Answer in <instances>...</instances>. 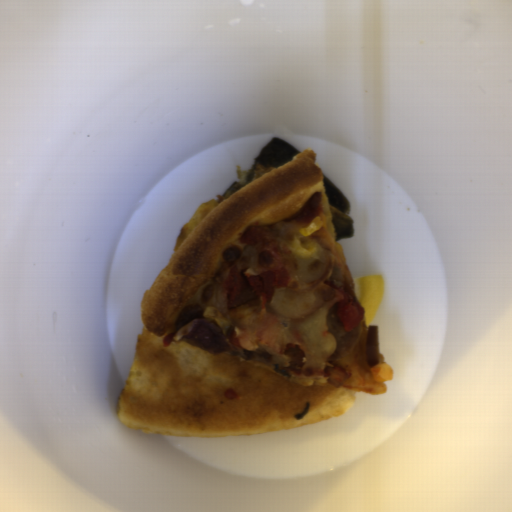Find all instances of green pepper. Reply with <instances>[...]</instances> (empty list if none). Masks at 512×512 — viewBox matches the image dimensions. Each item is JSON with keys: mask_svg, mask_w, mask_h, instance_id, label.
<instances>
[{"mask_svg": "<svg viewBox=\"0 0 512 512\" xmlns=\"http://www.w3.org/2000/svg\"><path fill=\"white\" fill-rule=\"evenodd\" d=\"M210 319L206 318H198L192 320L188 325L181 327L178 331H176L173 335V340L179 342L183 338H189L203 322H208Z\"/></svg>", "mask_w": 512, "mask_h": 512, "instance_id": "green-pepper-1", "label": "green pepper"}, {"mask_svg": "<svg viewBox=\"0 0 512 512\" xmlns=\"http://www.w3.org/2000/svg\"><path fill=\"white\" fill-rule=\"evenodd\" d=\"M273 365H274L275 367H274V368H272V369H273L275 372H277L278 374L283 375V376H285V377H287V378H290V376H291V375H290L289 373H287V372H286V371H284V370H279V364H278V363L273 364Z\"/></svg>", "mask_w": 512, "mask_h": 512, "instance_id": "green-pepper-2", "label": "green pepper"}]
</instances>
